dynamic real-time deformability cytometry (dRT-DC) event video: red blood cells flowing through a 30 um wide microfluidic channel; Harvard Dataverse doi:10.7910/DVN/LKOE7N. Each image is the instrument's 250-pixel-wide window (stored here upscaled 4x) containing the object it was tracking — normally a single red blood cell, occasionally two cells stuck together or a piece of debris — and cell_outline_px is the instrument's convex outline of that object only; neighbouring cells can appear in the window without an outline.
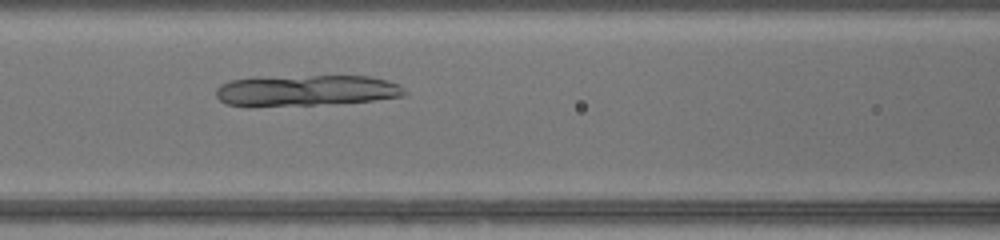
{"species": "common noctule bat (a hibernating species)", "species_latin": "Nyctalus noctula", "temperature_condition": "warm", "stored_images_in_passage": 39, "camera_frame_rate_fps": 3000, "um_per_image_px": 0.085, "animal": {"sex": "female", "body_mass_g": 17.0, "forearm_length_mm": 48.0}, "frame": {"image": 1, "passage_image": 13, "time_ms": 4.0, "image_size_px": [1000, 240], "cell_outline_px": [[408, 92], [404, 96], [372, 100], [316, 104], [248, 108], [228, 104], [220, 100], [216, 96], [216, 88], [220, 84], [232, 80], [256, 76], [368, 76], [388, 80], [400, 84]], "centroid_in_image_um": [25.95, 7.69], "position_along_channel_um": 140.7, "area_um2": 34.68}}
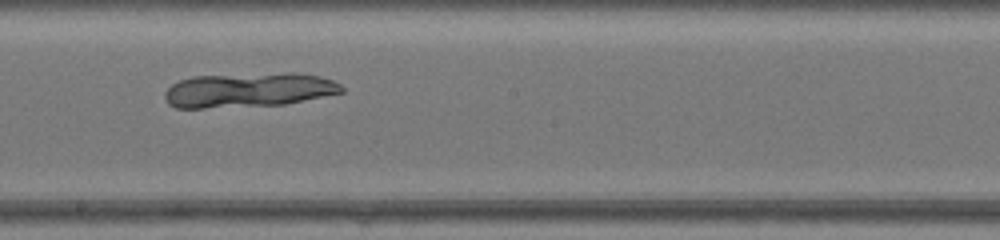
{"frame": {"image": 2, "passage_image": 19, "time_ms": 6.0, "image_size_px": [1000, 240], "cell_outline_px": [[344, 92], [284, 104], [204, 108], [176, 108], [168, 104], [164, 96], [164, 92], [172, 84], [180, 80], [192, 76], [292, 72], [296, 72], [320, 76], [332, 80], [340, 84], [344, 88]], "centroid_in_image_um": [21.12, 7.64], "position_along_channel_um": 227.1, "area_um2": 35.66}}
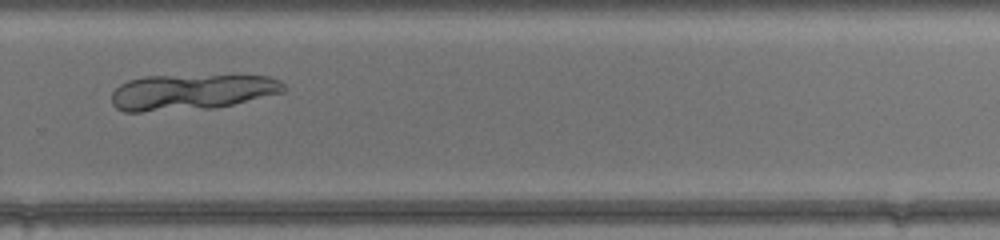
{"frame": {"image": 3, "passage_image": 25, "time_ms": 8.0, "image_size_px": [1000, 240], "cell_outline_px": [[284, 92], [216, 108], [140, 112], [124, 112], [116, 108], [112, 104], [112, 92], [120, 84], [128, 80], [144, 76], [268, 76], [280, 80], [284, 84]], "centroid_in_image_um": [16.24, 7.83], "position_along_channel_um": 313.6, "area_um2": 35.84}}